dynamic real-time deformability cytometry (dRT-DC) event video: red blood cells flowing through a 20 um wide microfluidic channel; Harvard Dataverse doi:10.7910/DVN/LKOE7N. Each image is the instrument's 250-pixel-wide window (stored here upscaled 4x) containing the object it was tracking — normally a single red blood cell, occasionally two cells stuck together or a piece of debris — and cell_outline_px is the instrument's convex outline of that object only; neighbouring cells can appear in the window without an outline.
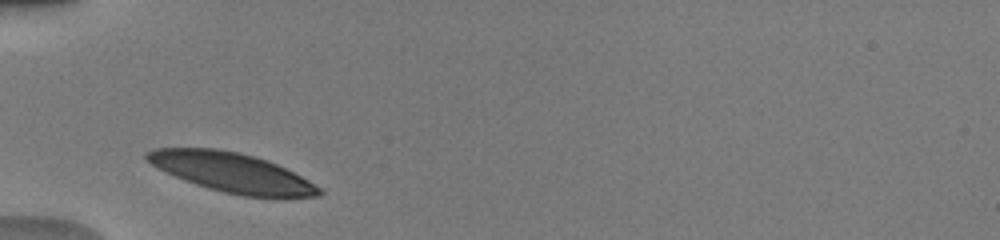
{"species": "human", "species_latin": "Homo sapiens", "temperature_condition": "warm", "stored_images_in_passage": 6, "camera_frame_rate_fps": 3000, "um_per_image_px": 0.085, "donor": {"sex": "male"}, "frame": {"image": 1, "passage_image": 1, "time_ms": 0.0, "image_size_px": [1000, 240], "cell_outline_px": [[324, 192], [320, 196], [244, 196], [224, 192], [208, 188], [184, 180], [152, 164], [144, 156], [144, 152], [156, 148], [216, 148], [236, 152], [252, 156], [276, 164], [308, 180], [320, 188]], "centroid_in_image_um": [19.67, 14.65], "position_along_channel_um": 65.3, "area_um2": 38.55}}